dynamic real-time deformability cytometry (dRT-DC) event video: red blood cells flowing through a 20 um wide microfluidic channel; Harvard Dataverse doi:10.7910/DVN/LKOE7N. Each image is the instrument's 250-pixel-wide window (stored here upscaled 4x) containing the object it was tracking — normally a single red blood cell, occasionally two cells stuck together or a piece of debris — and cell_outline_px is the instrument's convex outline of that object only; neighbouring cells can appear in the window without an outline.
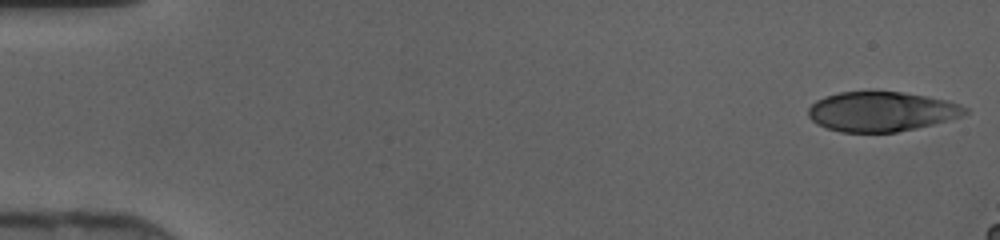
{"species": "human", "species_latin": "Homo sapiens", "temperature_condition": "cold", "stored_images_in_passage": 13, "camera_frame_rate_fps": 3000, "um_per_image_px": 0.085, "donor": {"sex": "female"}, "frame": {"image": 1, "passage_image": 1, "time_ms": 0.0, "image_size_px": [1000, 240], "cell_outline_px": [[968, 112], [960, 116], [932, 124], [916, 128], [896, 132], [840, 132], [816, 124], [808, 116], [808, 108], [816, 100], [824, 96], [840, 92], [900, 92], [924, 96], [944, 100], [960, 104], [968, 108]], "centroid_in_image_um": [74.88, 9.48], "position_along_channel_um": 10.1, "area_um2": 35.95}}